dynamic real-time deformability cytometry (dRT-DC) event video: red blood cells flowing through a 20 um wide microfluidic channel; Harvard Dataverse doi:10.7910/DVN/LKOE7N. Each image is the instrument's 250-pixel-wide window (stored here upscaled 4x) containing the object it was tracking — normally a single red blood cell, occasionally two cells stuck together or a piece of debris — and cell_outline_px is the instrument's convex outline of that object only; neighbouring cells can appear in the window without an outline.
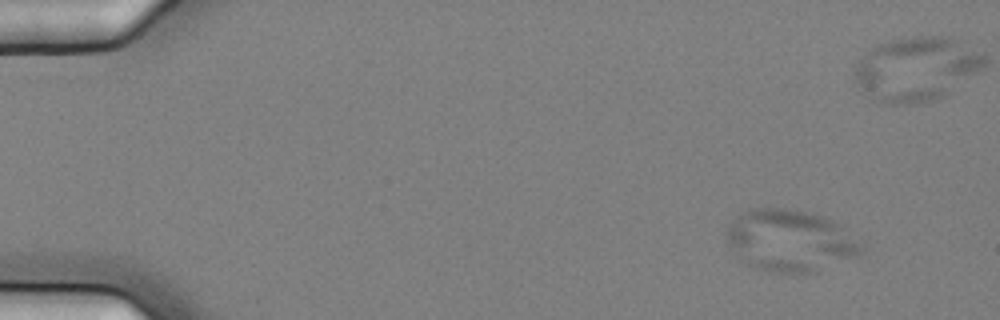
{"species": "common noctule bat (a hibernating species)", "species_latin": "Nyctalus noctula", "temperature_condition": "cold", "stored_images_in_passage": 18, "camera_frame_rate_fps": 3000, "um_per_image_px": 0.085, "animal": {"sex": "female", "body_mass_g": 25.1}, "frame": {"image": 1, "passage_image": 3, "time_ms": 0.667, "image_size_px": [1000, 320], "cell_outline_px": [[864, 248], [860, 256], [816, 272], [768, 272], [756, 268], [748, 264], [728, 244], [724, 232], [728, 224], [740, 212], [748, 208], [784, 208], [812, 212], [824, 216], [840, 224]], "centroid_in_image_um": [67.15, 20.43], "position_along_channel_um": 17.8, "area_um2": 48.78}}
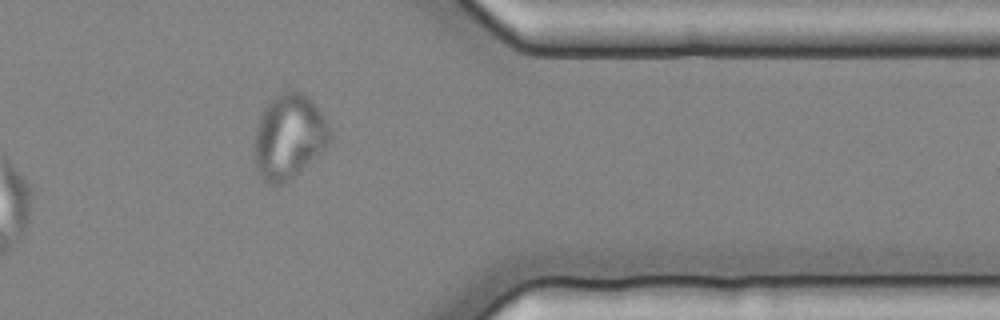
{"frame": {"image": 2, "passage_image": 16, "time_ms": 5.0, "image_size_px": [1000, 320], "cell_outline_px": [[332, 140], [324, 148], [284, 184], [276, 188], [268, 184], [256, 172], [256, 128], [260, 116], [264, 108], [276, 96], [288, 88], [292, 88], [308, 96], [312, 100], [332, 128]], "centroid_in_image_um": [24.58, 11.6], "position_along_channel_um": 386.8, "area_um2": 37.17}}
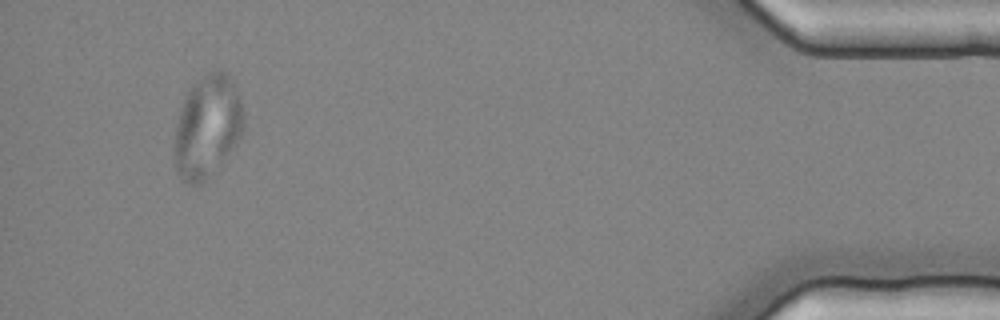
{"frame": {"image": 3, "passage_image": 18, "time_ms": 5.667, "image_size_px": [1000, 320], "cell_outline_px": [[244, 128], [236, 144], [220, 164], [200, 184], [192, 184], [180, 180], [176, 172], [172, 160], [172, 148], [176, 124], [180, 108], [188, 92], [212, 68], [224, 68], [232, 76], [244, 112]], "centroid_in_image_um": [17.6, 10.75], "position_along_channel_um": 417.6, "area_um2": 41.96}}